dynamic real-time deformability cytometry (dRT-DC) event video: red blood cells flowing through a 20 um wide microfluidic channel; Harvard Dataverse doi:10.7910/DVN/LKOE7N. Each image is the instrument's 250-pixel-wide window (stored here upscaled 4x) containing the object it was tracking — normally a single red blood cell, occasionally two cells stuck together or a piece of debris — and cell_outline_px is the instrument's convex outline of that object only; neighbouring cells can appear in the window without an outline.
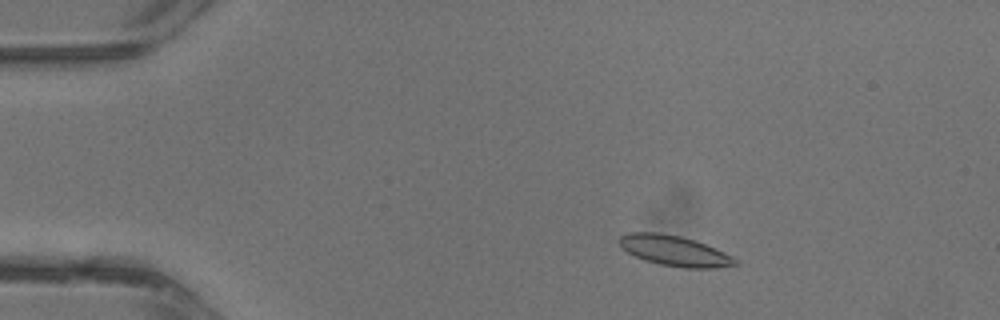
{"species": "common noctule bat (a hibernating species)", "species_latin": "Nyctalus noctula", "temperature_condition": "warm", "stored_images_in_passage": 36, "camera_frame_rate_fps": 3000, "um_per_image_px": 0.085, "animal": {"sex": "male", "body_mass_g": 13.3}, "frame": {"image": 1, "passage_image": 5, "time_ms": 1.333, "image_size_px": [1000, 320], "cell_outline_px": [[740, 264], [716, 268], [684, 268], [660, 264], [644, 260], [628, 252], [616, 240], [620, 236], [628, 232], [660, 232], [680, 236], [696, 240], [716, 248], [732, 256]], "centroid_in_image_um": [57.34, 21.31], "position_along_channel_um": 27.7, "area_um2": 20.63}}
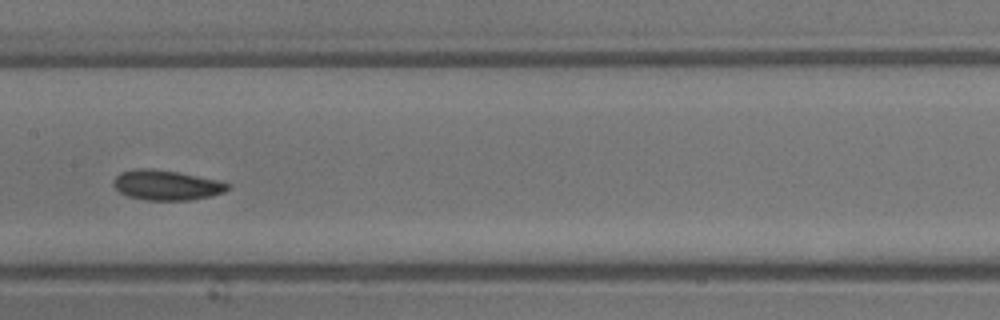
{"frame": {"image": 2, "passage_image": 18, "time_ms": 5.667, "image_size_px": [1000, 320], "cell_outline_px": [[232, 184], [224, 192], [192, 200], [144, 200], [128, 196], [120, 192], [112, 184], [112, 180], [120, 172], [136, 168], [148, 168], [180, 172], [220, 180]], "centroid_in_image_um": [14.15, 15.72], "position_along_channel_um": 193.3, "area_um2": 20.17}}
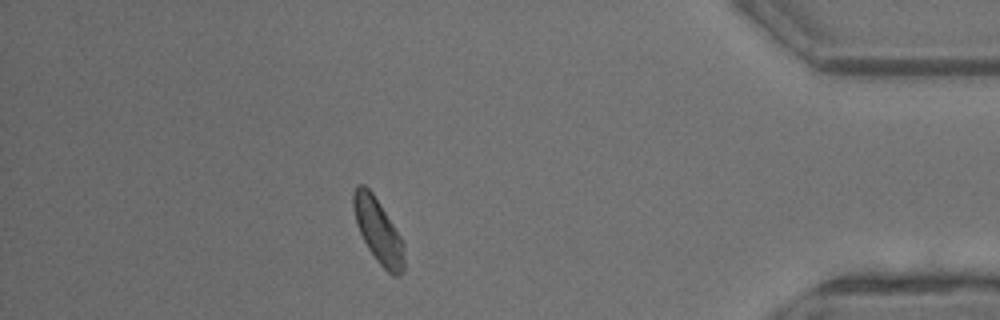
{"frame": {"image": 3, "passage_image": 32, "time_ms": 10.333, "image_size_px": [1000, 320], "cell_outline_px": [[404, 272], [400, 276], [392, 276], [376, 260], [368, 248], [356, 224], [352, 204], [352, 196], [356, 184], [364, 184], [372, 192], [380, 204], [400, 236], [404, 244]], "centroid_in_image_um": [32.14, 19.63], "position_along_channel_um": 403.1, "area_um2": 19.02}}